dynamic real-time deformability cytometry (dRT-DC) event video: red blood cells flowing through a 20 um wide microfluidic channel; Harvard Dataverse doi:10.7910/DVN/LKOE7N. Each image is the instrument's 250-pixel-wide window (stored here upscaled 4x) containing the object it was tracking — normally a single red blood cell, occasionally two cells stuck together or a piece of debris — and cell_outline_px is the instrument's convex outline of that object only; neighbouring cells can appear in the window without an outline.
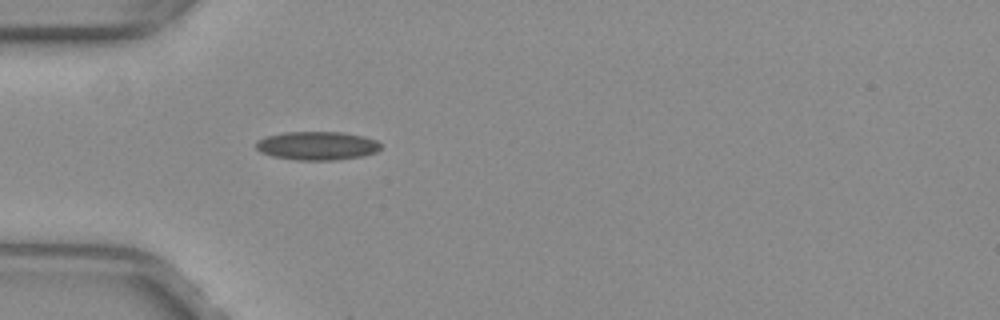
{"species": "common noctule bat (a hibernating species)", "species_latin": "Nyctalus noctula", "temperature_condition": "warm", "stored_images_in_passage": 31, "camera_frame_rate_fps": 3000, "um_per_image_px": 0.085, "animal": {"sex": "female", "body_mass_g": 29.2, "forearm_length_mm": 56.3}, "frame": {"image": 1, "passage_image": 1, "time_ms": 0.0, "image_size_px": [1000, 320], "cell_outline_px": [[380, 148], [376, 152], [364, 156], [336, 160], [300, 160], [272, 156], [260, 152], [256, 148], [256, 140], [268, 136], [284, 132], [340, 132], [364, 136], [376, 140], [380, 144]], "centroid_in_image_um": [26.96, 12.39], "position_along_channel_um": 58.0, "area_um2": 20.75}}
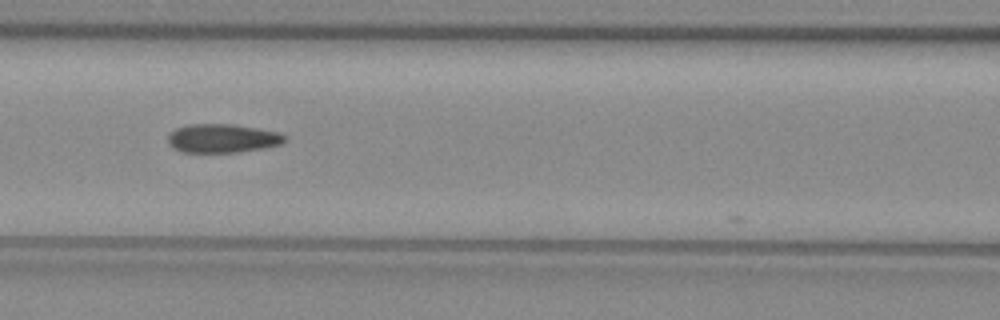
{"frame": {"image": 2, "passage_image": 8, "time_ms": 2.333, "image_size_px": [1000, 320], "cell_outline_px": [[288, 136], [280, 144], [264, 148], [240, 152], [184, 152], [172, 148], [168, 144], [168, 136], [176, 128], [188, 124], [236, 124], [280, 132]], "centroid_in_image_um": [18.92, 11.75], "position_along_channel_um": 147.7, "area_um2": 19.71}}
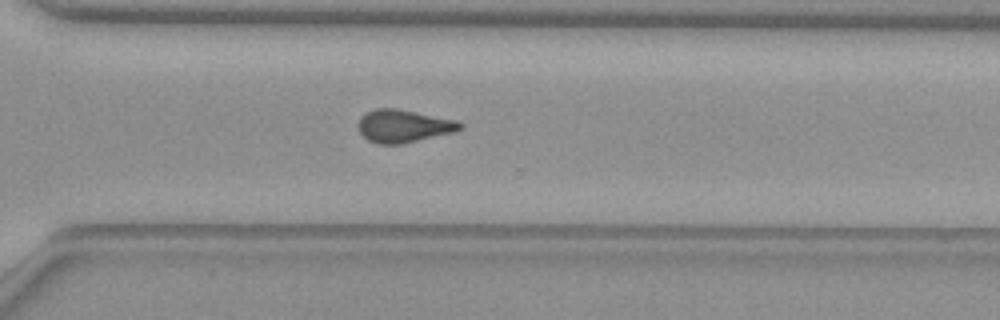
{"frame": {"image": 3, "passage_image": 22, "time_ms": 7.0, "image_size_px": [1000, 320], "cell_outline_px": [[464, 128], [456, 132], [400, 144], [376, 144], [368, 140], [360, 132], [360, 116], [364, 112], [376, 108], [396, 108], [456, 120], [464, 124]], "centroid_in_image_um": [34.33, 10.71], "position_along_channel_um": 336.3, "area_um2": 19.48}, "authors_computed_cell_mechanics": {"area_um2": 19.652, "velocity_mm_per_s": 4.0469, "shape_relaxation_time_tau1_ms": null, "shape_relaxation_time_tau2_ms": 2.6807, "deformation_change_tau1": null, "deformation_change_tau2": 0.0768}}